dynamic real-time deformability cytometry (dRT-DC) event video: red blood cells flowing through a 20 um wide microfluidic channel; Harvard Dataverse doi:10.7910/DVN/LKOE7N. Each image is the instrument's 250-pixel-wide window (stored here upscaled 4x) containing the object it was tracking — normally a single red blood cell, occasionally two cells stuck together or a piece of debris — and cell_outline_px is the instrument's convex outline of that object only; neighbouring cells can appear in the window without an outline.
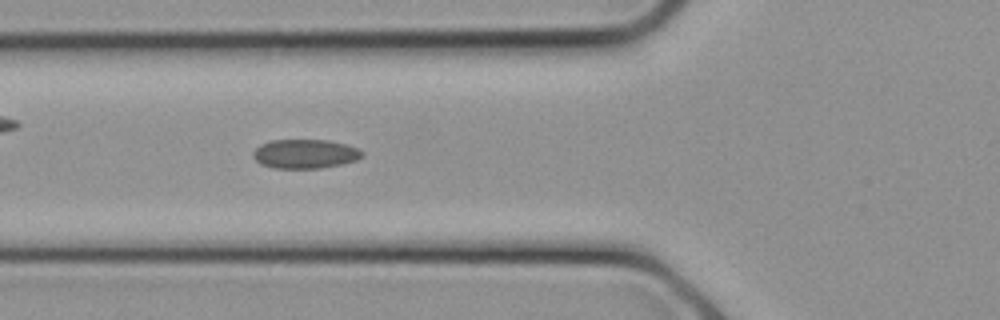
{"species": "common noctule bat (a hibernating species)", "species_latin": "Nyctalus noctula", "temperature_condition": "cold", "stored_images_in_passage": 7, "camera_frame_rate_fps": 3000, "um_per_image_px": 0.085, "animal": {"sex": "female", "body_mass_g": 21.9}, "frame": {"image": 1, "passage_image": 7, "time_ms": 2.0, "image_size_px": [1000, 320], "cell_outline_px": [[364, 156], [356, 160], [340, 164], [320, 168], [272, 168], [260, 164], [252, 156], [252, 152], [260, 144], [272, 140], [328, 140], [344, 144], [356, 148], [364, 152]], "centroid_in_image_um": [25.9, 13.08], "position_along_channel_um": 99.9, "area_um2": 18.5}}